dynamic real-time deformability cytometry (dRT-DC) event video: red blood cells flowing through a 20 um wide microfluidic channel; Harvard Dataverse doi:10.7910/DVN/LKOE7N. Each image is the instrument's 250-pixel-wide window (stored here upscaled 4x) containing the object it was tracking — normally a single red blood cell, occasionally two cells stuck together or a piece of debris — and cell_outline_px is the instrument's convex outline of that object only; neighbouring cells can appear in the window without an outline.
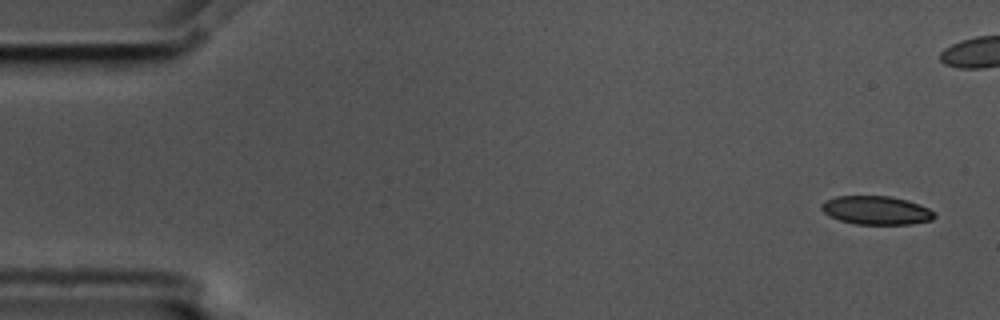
{"species": "common noctule bat (a hibernating species)", "species_latin": "Nyctalus noctula", "temperature_condition": "cold", "stored_images_in_passage": 2, "camera_frame_rate_fps": 3000, "um_per_image_px": 0.085, "animal": {"sex": "male", "body_mass_g": 17.5, "forearm_length_mm": 52.3}, "frame": {"image": 1, "passage_image": 2, "time_ms": 0.333, "image_size_px": [1000, 320], "cell_outline_px": [[936, 216], [932, 220], [912, 224], [856, 224], [840, 220], [824, 212], [820, 208], [820, 204], [836, 196], [892, 196], [908, 200], [920, 204], [936, 212]], "centroid_in_image_um": [74.54, 17.87], "position_along_channel_um": 10.5, "area_um2": 18.84}}